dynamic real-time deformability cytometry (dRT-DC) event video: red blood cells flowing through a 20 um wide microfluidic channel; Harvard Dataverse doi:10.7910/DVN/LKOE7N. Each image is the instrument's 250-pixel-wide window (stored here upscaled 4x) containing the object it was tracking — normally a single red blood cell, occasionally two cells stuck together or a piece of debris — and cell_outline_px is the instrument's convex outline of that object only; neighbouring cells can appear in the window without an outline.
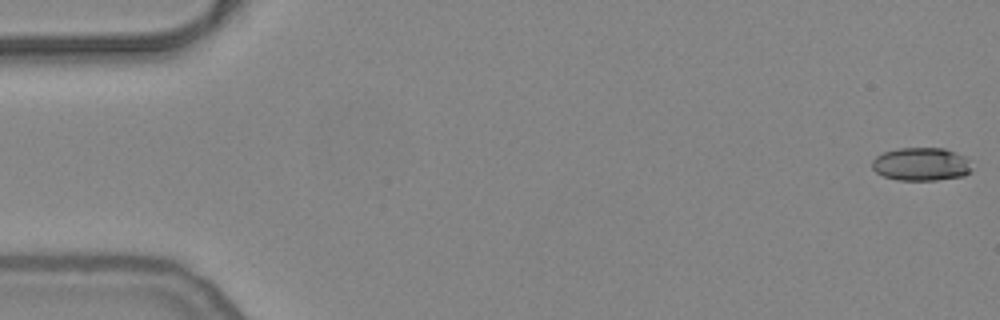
{"species": "common noctule bat (a hibernating species)", "species_latin": "Nyctalus noctula", "temperature_condition": "warm", "stored_images_in_passage": 11, "camera_frame_rate_fps": 3000, "um_per_image_px": 0.085, "animal": {"sex": "female", "body_mass_g": 24.6, "forearm_length_mm": 56.2}, "frame": {"image": 1, "passage_image": 1, "time_ms": 0.0, "image_size_px": [1000, 320], "cell_outline_px": [[972, 172], [964, 176], [936, 180], [896, 180], [884, 176], [876, 172], [872, 168], [872, 160], [876, 156], [884, 152], [900, 148], [944, 148], [964, 156], [968, 160], [972, 168]], "centroid_in_image_um": [78.31, 13.96], "position_along_channel_um": 6.7, "area_um2": 19.36}}